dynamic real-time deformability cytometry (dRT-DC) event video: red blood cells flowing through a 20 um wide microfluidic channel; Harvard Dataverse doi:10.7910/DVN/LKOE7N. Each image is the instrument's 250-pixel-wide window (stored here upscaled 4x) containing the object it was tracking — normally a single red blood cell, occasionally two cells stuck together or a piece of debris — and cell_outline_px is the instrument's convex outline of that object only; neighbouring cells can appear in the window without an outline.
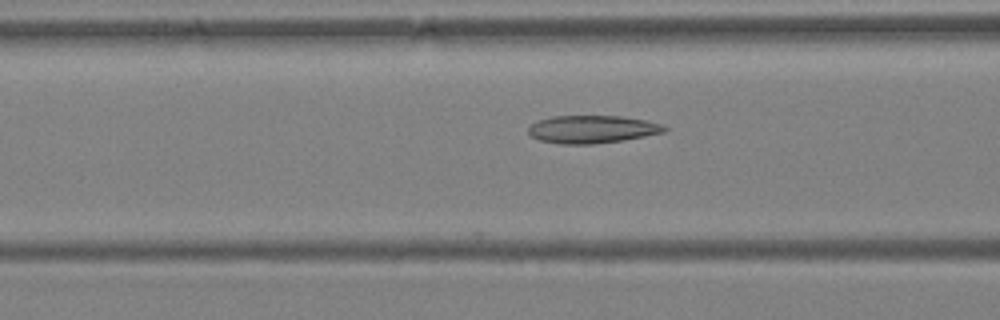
{"species": "Egyptian fruit bat (a non-hibernating species)", "species_latin": "Rousettus aegyptiacus", "temperature_condition": "warm", "stored_images_in_passage": 6, "camera_frame_rate_fps": 3000, "um_per_image_px": 0.085, "animal": {"sex": "female"}, "frame": {"image": 1, "passage_image": 6, "time_ms": 1.667, "image_size_px": [1000, 320], "cell_outline_px": [[668, 128], [664, 132], [624, 140], [592, 144], [560, 144], [540, 140], [532, 136], [528, 132], [528, 128], [532, 124], [540, 120], [552, 116], [624, 116], [664, 124]], "centroid_in_image_um": [50.36, 10.98], "position_along_channel_um": 116.2, "area_um2": 21.96}}